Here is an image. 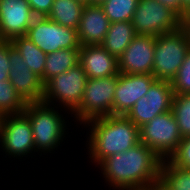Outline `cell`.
I'll return each mask as SVG.
<instances>
[{
  "instance_id": "4dcf8cb0",
  "label": "cell",
  "mask_w": 190,
  "mask_h": 190,
  "mask_svg": "<svg viewBox=\"0 0 190 190\" xmlns=\"http://www.w3.org/2000/svg\"><path fill=\"white\" fill-rule=\"evenodd\" d=\"M190 14V0H182V18L185 20Z\"/></svg>"
},
{
  "instance_id": "f546056e",
  "label": "cell",
  "mask_w": 190,
  "mask_h": 190,
  "mask_svg": "<svg viewBox=\"0 0 190 190\" xmlns=\"http://www.w3.org/2000/svg\"><path fill=\"white\" fill-rule=\"evenodd\" d=\"M158 2L170 7L182 17V0H157Z\"/></svg>"
},
{
  "instance_id": "9c48e42d",
  "label": "cell",
  "mask_w": 190,
  "mask_h": 190,
  "mask_svg": "<svg viewBox=\"0 0 190 190\" xmlns=\"http://www.w3.org/2000/svg\"><path fill=\"white\" fill-rule=\"evenodd\" d=\"M140 142L161 159H169L183 138L172 111L157 115L139 128Z\"/></svg>"
},
{
  "instance_id": "ba28073f",
  "label": "cell",
  "mask_w": 190,
  "mask_h": 190,
  "mask_svg": "<svg viewBox=\"0 0 190 190\" xmlns=\"http://www.w3.org/2000/svg\"><path fill=\"white\" fill-rule=\"evenodd\" d=\"M131 22L137 35L154 37L175 31L185 24L176 11L157 0H138Z\"/></svg>"
},
{
  "instance_id": "d6986e66",
  "label": "cell",
  "mask_w": 190,
  "mask_h": 190,
  "mask_svg": "<svg viewBox=\"0 0 190 190\" xmlns=\"http://www.w3.org/2000/svg\"><path fill=\"white\" fill-rule=\"evenodd\" d=\"M80 60L79 49H61L46 55L44 75L41 82L45 85L51 78L77 66Z\"/></svg>"
},
{
  "instance_id": "e0dca14e",
  "label": "cell",
  "mask_w": 190,
  "mask_h": 190,
  "mask_svg": "<svg viewBox=\"0 0 190 190\" xmlns=\"http://www.w3.org/2000/svg\"><path fill=\"white\" fill-rule=\"evenodd\" d=\"M109 25L110 21L100 5L85 4L77 29L80 46L100 45Z\"/></svg>"
},
{
  "instance_id": "ffe728a7",
  "label": "cell",
  "mask_w": 190,
  "mask_h": 190,
  "mask_svg": "<svg viewBox=\"0 0 190 190\" xmlns=\"http://www.w3.org/2000/svg\"><path fill=\"white\" fill-rule=\"evenodd\" d=\"M84 6L80 0H54L46 17L64 27L77 30Z\"/></svg>"
},
{
  "instance_id": "d6a6232c",
  "label": "cell",
  "mask_w": 190,
  "mask_h": 190,
  "mask_svg": "<svg viewBox=\"0 0 190 190\" xmlns=\"http://www.w3.org/2000/svg\"><path fill=\"white\" fill-rule=\"evenodd\" d=\"M157 190H165L159 183L154 186Z\"/></svg>"
},
{
  "instance_id": "7c38bea8",
  "label": "cell",
  "mask_w": 190,
  "mask_h": 190,
  "mask_svg": "<svg viewBox=\"0 0 190 190\" xmlns=\"http://www.w3.org/2000/svg\"><path fill=\"white\" fill-rule=\"evenodd\" d=\"M156 37L136 35L118 58V70L123 74H152Z\"/></svg>"
},
{
  "instance_id": "2e32d148",
  "label": "cell",
  "mask_w": 190,
  "mask_h": 190,
  "mask_svg": "<svg viewBox=\"0 0 190 190\" xmlns=\"http://www.w3.org/2000/svg\"><path fill=\"white\" fill-rule=\"evenodd\" d=\"M79 64L90 79L119 74L118 59L101 45L80 46Z\"/></svg>"
},
{
  "instance_id": "30bf717a",
  "label": "cell",
  "mask_w": 190,
  "mask_h": 190,
  "mask_svg": "<svg viewBox=\"0 0 190 190\" xmlns=\"http://www.w3.org/2000/svg\"><path fill=\"white\" fill-rule=\"evenodd\" d=\"M25 36L46 54L61 49H80L77 30L47 17H35Z\"/></svg>"
},
{
  "instance_id": "8fae6325",
  "label": "cell",
  "mask_w": 190,
  "mask_h": 190,
  "mask_svg": "<svg viewBox=\"0 0 190 190\" xmlns=\"http://www.w3.org/2000/svg\"><path fill=\"white\" fill-rule=\"evenodd\" d=\"M174 96L170 82L155 80L125 116L140 128L157 115L171 111Z\"/></svg>"
},
{
  "instance_id": "277c9868",
  "label": "cell",
  "mask_w": 190,
  "mask_h": 190,
  "mask_svg": "<svg viewBox=\"0 0 190 190\" xmlns=\"http://www.w3.org/2000/svg\"><path fill=\"white\" fill-rule=\"evenodd\" d=\"M190 49V31L187 25L156 37L152 74L156 80L170 82L182 66Z\"/></svg>"
},
{
  "instance_id": "836d02e7",
  "label": "cell",
  "mask_w": 190,
  "mask_h": 190,
  "mask_svg": "<svg viewBox=\"0 0 190 190\" xmlns=\"http://www.w3.org/2000/svg\"><path fill=\"white\" fill-rule=\"evenodd\" d=\"M82 1L84 4H91V0H80Z\"/></svg>"
},
{
  "instance_id": "8992f818",
  "label": "cell",
  "mask_w": 190,
  "mask_h": 190,
  "mask_svg": "<svg viewBox=\"0 0 190 190\" xmlns=\"http://www.w3.org/2000/svg\"><path fill=\"white\" fill-rule=\"evenodd\" d=\"M0 152L2 161L15 164L36 157L31 122L23 112L0 117Z\"/></svg>"
},
{
  "instance_id": "8d00e7d4",
  "label": "cell",
  "mask_w": 190,
  "mask_h": 190,
  "mask_svg": "<svg viewBox=\"0 0 190 190\" xmlns=\"http://www.w3.org/2000/svg\"><path fill=\"white\" fill-rule=\"evenodd\" d=\"M189 19H190V14L186 17V19L184 20V22L186 23Z\"/></svg>"
},
{
  "instance_id": "cb8c5ba5",
  "label": "cell",
  "mask_w": 190,
  "mask_h": 190,
  "mask_svg": "<svg viewBox=\"0 0 190 190\" xmlns=\"http://www.w3.org/2000/svg\"><path fill=\"white\" fill-rule=\"evenodd\" d=\"M138 4V0H106L100 6L110 23L131 21Z\"/></svg>"
},
{
  "instance_id": "4fadbf2b",
  "label": "cell",
  "mask_w": 190,
  "mask_h": 190,
  "mask_svg": "<svg viewBox=\"0 0 190 190\" xmlns=\"http://www.w3.org/2000/svg\"><path fill=\"white\" fill-rule=\"evenodd\" d=\"M9 57L11 85L26 103L41 102L44 95L41 78L24 63L22 56L13 45L9 47Z\"/></svg>"
},
{
  "instance_id": "ac0fdd59",
  "label": "cell",
  "mask_w": 190,
  "mask_h": 190,
  "mask_svg": "<svg viewBox=\"0 0 190 190\" xmlns=\"http://www.w3.org/2000/svg\"><path fill=\"white\" fill-rule=\"evenodd\" d=\"M136 35L131 21L113 22L100 45L118 59Z\"/></svg>"
},
{
  "instance_id": "603a6c76",
  "label": "cell",
  "mask_w": 190,
  "mask_h": 190,
  "mask_svg": "<svg viewBox=\"0 0 190 190\" xmlns=\"http://www.w3.org/2000/svg\"><path fill=\"white\" fill-rule=\"evenodd\" d=\"M26 105L10 80H0V117L22 113Z\"/></svg>"
},
{
  "instance_id": "4316f807",
  "label": "cell",
  "mask_w": 190,
  "mask_h": 190,
  "mask_svg": "<svg viewBox=\"0 0 190 190\" xmlns=\"http://www.w3.org/2000/svg\"><path fill=\"white\" fill-rule=\"evenodd\" d=\"M168 160L177 167L190 169V136L181 139L178 148Z\"/></svg>"
},
{
  "instance_id": "3957f363",
  "label": "cell",
  "mask_w": 190,
  "mask_h": 190,
  "mask_svg": "<svg viewBox=\"0 0 190 190\" xmlns=\"http://www.w3.org/2000/svg\"><path fill=\"white\" fill-rule=\"evenodd\" d=\"M23 113L31 122L35 151L40 160L42 157L47 162L46 158L62 151V146L67 145L65 140L72 138L69 130L75 124L72 123V114L68 110L41 101L27 103Z\"/></svg>"
},
{
  "instance_id": "9a60e30c",
  "label": "cell",
  "mask_w": 190,
  "mask_h": 190,
  "mask_svg": "<svg viewBox=\"0 0 190 190\" xmlns=\"http://www.w3.org/2000/svg\"><path fill=\"white\" fill-rule=\"evenodd\" d=\"M153 74H118L113 115H126L155 81Z\"/></svg>"
},
{
  "instance_id": "44dd1931",
  "label": "cell",
  "mask_w": 190,
  "mask_h": 190,
  "mask_svg": "<svg viewBox=\"0 0 190 190\" xmlns=\"http://www.w3.org/2000/svg\"><path fill=\"white\" fill-rule=\"evenodd\" d=\"M11 42L22 56L24 63L30 67L32 72L42 78L47 54L26 36L13 38Z\"/></svg>"
},
{
  "instance_id": "7a4b0ae2",
  "label": "cell",
  "mask_w": 190,
  "mask_h": 190,
  "mask_svg": "<svg viewBox=\"0 0 190 190\" xmlns=\"http://www.w3.org/2000/svg\"><path fill=\"white\" fill-rule=\"evenodd\" d=\"M81 128L84 132H79L80 137H86L83 145L88 154L87 162L94 165V169L103 159L127 151L140 142L139 128L125 115L94 118Z\"/></svg>"
},
{
  "instance_id": "d590c367",
  "label": "cell",
  "mask_w": 190,
  "mask_h": 190,
  "mask_svg": "<svg viewBox=\"0 0 190 190\" xmlns=\"http://www.w3.org/2000/svg\"><path fill=\"white\" fill-rule=\"evenodd\" d=\"M140 190H157L155 187L147 188V189H140Z\"/></svg>"
},
{
  "instance_id": "484cf974",
  "label": "cell",
  "mask_w": 190,
  "mask_h": 190,
  "mask_svg": "<svg viewBox=\"0 0 190 190\" xmlns=\"http://www.w3.org/2000/svg\"><path fill=\"white\" fill-rule=\"evenodd\" d=\"M170 83L175 95L190 93V49L183 60L182 66Z\"/></svg>"
},
{
  "instance_id": "7402d4cb",
  "label": "cell",
  "mask_w": 190,
  "mask_h": 190,
  "mask_svg": "<svg viewBox=\"0 0 190 190\" xmlns=\"http://www.w3.org/2000/svg\"><path fill=\"white\" fill-rule=\"evenodd\" d=\"M158 183L165 190H190V169L177 167L168 159H164Z\"/></svg>"
},
{
  "instance_id": "e575fe53",
  "label": "cell",
  "mask_w": 190,
  "mask_h": 190,
  "mask_svg": "<svg viewBox=\"0 0 190 190\" xmlns=\"http://www.w3.org/2000/svg\"><path fill=\"white\" fill-rule=\"evenodd\" d=\"M187 25V28L189 29L190 31V19L185 23Z\"/></svg>"
},
{
  "instance_id": "1f68e13d",
  "label": "cell",
  "mask_w": 190,
  "mask_h": 190,
  "mask_svg": "<svg viewBox=\"0 0 190 190\" xmlns=\"http://www.w3.org/2000/svg\"><path fill=\"white\" fill-rule=\"evenodd\" d=\"M106 0H91V5H101Z\"/></svg>"
},
{
  "instance_id": "52a82bcc",
  "label": "cell",
  "mask_w": 190,
  "mask_h": 190,
  "mask_svg": "<svg viewBox=\"0 0 190 190\" xmlns=\"http://www.w3.org/2000/svg\"><path fill=\"white\" fill-rule=\"evenodd\" d=\"M88 77L82 66L69 69L51 78L44 85L42 102L72 113L82 100Z\"/></svg>"
},
{
  "instance_id": "5b68a950",
  "label": "cell",
  "mask_w": 190,
  "mask_h": 190,
  "mask_svg": "<svg viewBox=\"0 0 190 190\" xmlns=\"http://www.w3.org/2000/svg\"><path fill=\"white\" fill-rule=\"evenodd\" d=\"M118 74L103 78H88L80 105L71 113L77 133L84 123L94 118L113 115L114 95ZM77 126V128H75ZM79 126V127H78ZM76 129V130H74Z\"/></svg>"
},
{
  "instance_id": "83f0119b",
  "label": "cell",
  "mask_w": 190,
  "mask_h": 190,
  "mask_svg": "<svg viewBox=\"0 0 190 190\" xmlns=\"http://www.w3.org/2000/svg\"><path fill=\"white\" fill-rule=\"evenodd\" d=\"M11 45V41L0 40V80H9V72L11 69L9 64V47Z\"/></svg>"
},
{
  "instance_id": "f1b7e54d",
  "label": "cell",
  "mask_w": 190,
  "mask_h": 190,
  "mask_svg": "<svg viewBox=\"0 0 190 190\" xmlns=\"http://www.w3.org/2000/svg\"><path fill=\"white\" fill-rule=\"evenodd\" d=\"M53 1L54 0H27L36 17H46L51 10Z\"/></svg>"
},
{
  "instance_id": "5bb4252c",
  "label": "cell",
  "mask_w": 190,
  "mask_h": 190,
  "mask_svg": "<svg viewBox=\"0 0 190 190\" xmlns=\"http://www.w3.org/2000/svg\"><path fill=\"white\" fill-rule=\"evenodd\" d=\"M35 17L27 0H0V40L25 36Z\"/></svg>"
},
{
  "instance_id": "d4e9b609",
  "label": "cell",
  "mask_w": 190,
  "mask_h": 190,
  "mask_svg": "<svg viewBox=\"0 0 190 190\" xmlns=\"http://www.w3.org/2000/svg\"><path fill=\"white\" fill-rule=\"evenodd\" d=\"M171 111L173 112L182 137L190 136V93L175 95Z\"/></svg>"
},
{
  "instance_id": "6da1fadb",
  "label": "cell",
  "mask_w": 190,
  "mask_h": 190,
  "mask_svg": "<svg viewBox=\"0 0 190 190\" xmlns=\"http://www.w3.org/2000/svg\"><path fill=\"white\" fill-rule=\"evenodd\" d=\"M162 161L151 148L139 142L127 151L103 159L95 169L102 177L100 182L109 190H140L158 183Z\"/></svg>"
}]
</instances>
